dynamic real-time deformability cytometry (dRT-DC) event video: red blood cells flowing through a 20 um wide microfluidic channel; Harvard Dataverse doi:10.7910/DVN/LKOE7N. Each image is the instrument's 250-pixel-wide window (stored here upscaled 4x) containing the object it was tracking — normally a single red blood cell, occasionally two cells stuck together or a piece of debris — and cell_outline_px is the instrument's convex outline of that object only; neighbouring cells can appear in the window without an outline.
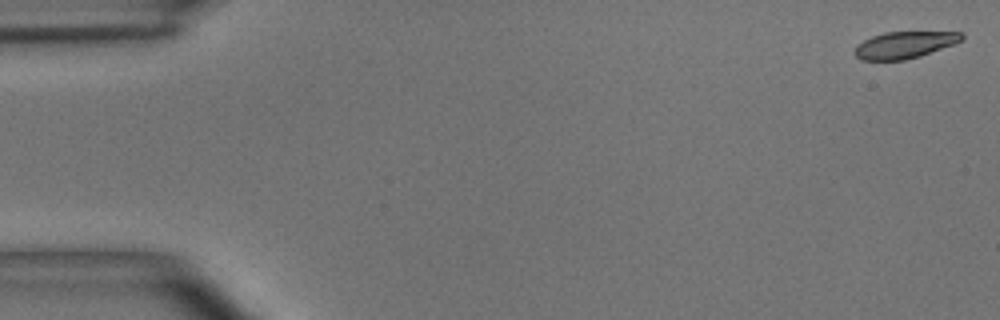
{"species": "common noctule bat (a hibernating species)", "species_latin": "Nyctalus noctula", "temperature_condition": "room temperature", "stored_images_in_passage": 5, "camera_frame_rate_fps": 3000, "um_per_image_px": 0.085, "animal": {"sex": "male", "body_mass_g": 15.6}, "frame": {"image": 1, "passage_image": 1, "time_ms": 0.0, "image_size_px": [1000, 320], "cell_outline_px": [[964, 36], [960, 40], [952, 44], [920, 56], [904, 60], [860, 60], [852, 52], [864, 40], [872, 36], [884, 32], [964, 32]], "centroid_in_image_um": [76.85, 3.82], "position_along_channel_um": 8.2, "area_um2": 16.47}}
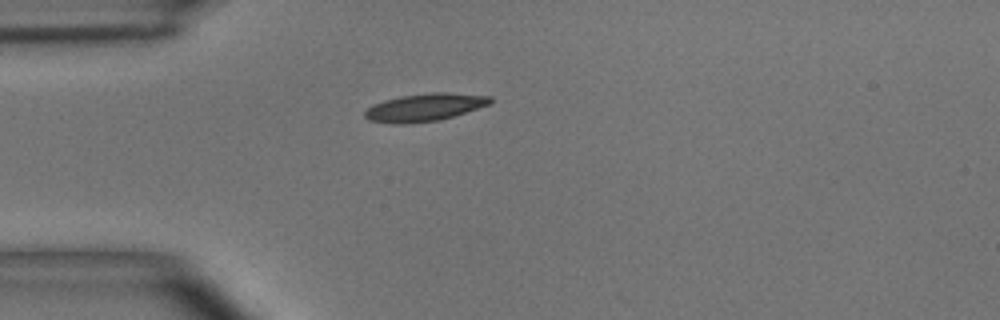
{"frame": {"image": 2, "passage_image": 4, "time_ms": 4.333, "image_size_px": [1000, 320], "cell_outline_px": [[492, 104], [440, 120], [400, 124], [396, 124], [368, 120], [364, 116], [364, 112], [372, 104], [384, 100], [400, 96], [432, 92], [448, 92], [492, 96]], "centroid_in_image_um": [36.11, 9.11], "position_along_channel_um": 48.9, "area_um2": 20.35}}